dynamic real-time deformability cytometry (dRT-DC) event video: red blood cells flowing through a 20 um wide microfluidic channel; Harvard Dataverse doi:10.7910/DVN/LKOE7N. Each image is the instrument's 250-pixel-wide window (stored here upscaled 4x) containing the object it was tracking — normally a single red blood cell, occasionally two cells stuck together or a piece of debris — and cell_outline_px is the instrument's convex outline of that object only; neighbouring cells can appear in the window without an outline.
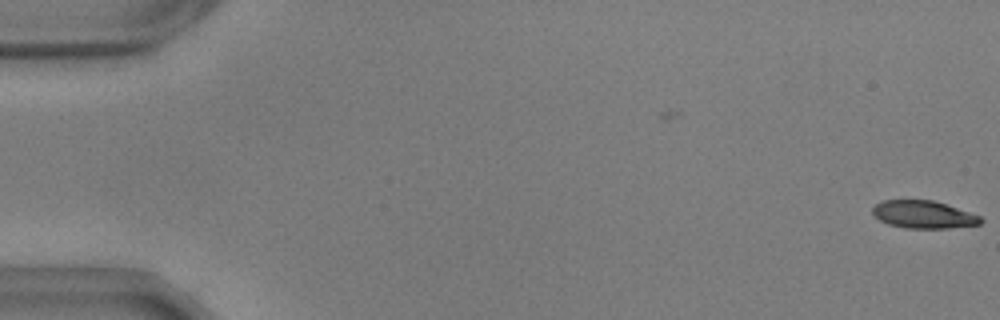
{"species": "common noctule bat (a hibernating species)", "species_latin": "Nyctalus noctula", "temperature_condition": "warm", "stored_images_in_passage": 3, "camera_frame_rate_fps": 3000, "um_per_image_px": 0.085, "animal": {"sex": "male", "body_mass_g": 17.9, "forearm_length_mm": 54.2}, "frame": {"image": 1, "passage_image": 3, "time_ms": 0.667, "image_size_px": [1000, 320], "cell_outline_px": [[984, 220], [980, 224], [948, 228], [904, 228], [888, 224], [872, 216], [872, 208], [876, 204], [884, 200], [932, 200], [980, 216]], "centroid_in_image_um": [78.45, 18.24], "position_along_channel_um": 6.6, "area_um2": 17.28}}